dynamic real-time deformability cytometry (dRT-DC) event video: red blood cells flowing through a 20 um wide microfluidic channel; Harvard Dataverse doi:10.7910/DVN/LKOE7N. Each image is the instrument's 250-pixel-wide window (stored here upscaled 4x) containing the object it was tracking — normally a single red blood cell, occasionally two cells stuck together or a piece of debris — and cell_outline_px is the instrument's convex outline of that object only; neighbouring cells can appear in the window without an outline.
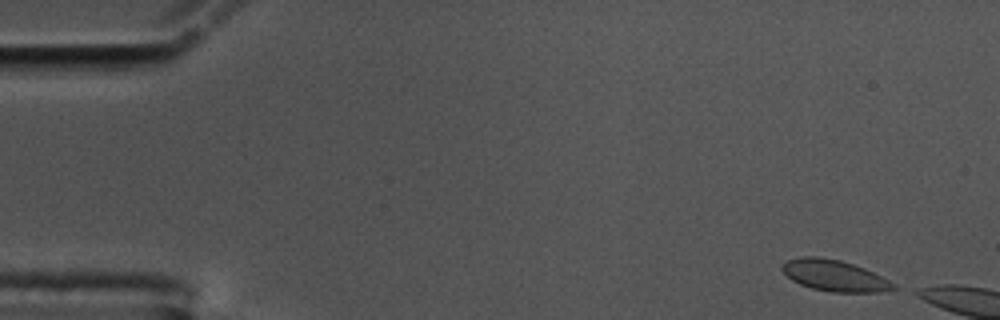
{"species": "common noctule bat (a hibernating species)", "species_latin": "Nyctalus noctula", "temperature_condition": "cold", "stored_images_in_passage": 13, "camera_frame_rate_fps": 3000, "um_per_image_px": 0.085, "animal": {"sex": "male", "body_mass_g": 17.5, "forearm_length_mm": 52.3}, "frame": {"image": 1, "passage_image": 1, "time_ms": 0.0, "image_size_px": [1000, 320], "cell_outline_px": [[896, 288], [880, 292], [832, 292], [812, 288], [800, 284], [792, 280], [780, 268], [780, 264], [788, 260], [800, 256], [820, 256], [840, 260], [864, 268], [896, 284]], "centroid_in_image_um": [70.89, 23.41], "position_along_channel_um": 14.1, "area_um2": 20.17}}